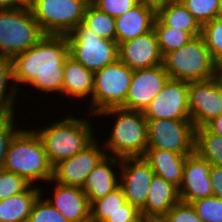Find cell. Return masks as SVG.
Listing matches in <instances>:
<instances>
[{
    "label": "cell",
    "mask_w": 222,
    "mask_h": 222,
    "mask_svg": "<svg viewBox=\"0 0 222 222\" xmlns=\"http://www.w3.org/2000/svg\"><path fill=\"white\" fill-rule=\"evenodd\" d=\"M68 56L66 36L44 35L34 46L11 59L16 90L20 92L21 85L27 84L47 95L49 92L62 95L64 64Z\"/></svg>",
    "instance_id": "obj_1"
},
{
    "label": "cell",
    "mask_w": 222,
    "mask_h": 222,
    "mask_svg": "<svg viewBox=\"0 0 222 222\" xmlns=\"http://www.w3.org/2000/svg\"><path fill=\"white\" fill-rule=\"evenodd\" d=\"M54 121L41 130H35L52 167L82 151L97 138L93 135L94 126L89 118H75L68 114Z\"/></svg>",
    "instance_id": "obj_2"
},
{
    "label": "cell",
    "mask_w": 222,
    "mask_h": 222,
    "mask_svg": "<svg viewBox=\"0 0 222 222\" xmlns=\"http://www.w3.org/2000/svg\"><path fill=\"white\" fill-rule=\"evenodd\" d=\"M116 115L114 125L104 141L106 155L117 158L144 157L148 148L147 120L143 112L124 108L106 109L96 116ZM111 154V155H110Z\"/></svg>",
    "instance_id": "obj_3"
},
{
    "label": "cell",
    "mask_w": 222,
    "mask_h": 222,
    "mask_svg": "<svg viewBox=\"0 0 222 222\" xmlns=\"http://www.w3.org/2000/svg\"><path fill=\"white\" fill-rule=\"evenodd\" d=\"M33 129H21L15 135L6 153L4 170L16 173L37 186L40 180L48 183L53 178V167L39 135Z\"/></svg>",
    "instance_id": "obj_4"
},
{
    "label": "cell",
    "mask_w": 222,
    "mask_h": 222,
    "mask_svg": "<svg viewBox=\"0 0 222 222\" xmlns=\"http://www.w3.org/2000/svg\"><path fill=\"white\" fill-rule=\"evenodd\" d=\"M163 67L170 79L203 81L217 75V63L201 36L192 38L180 49L163 56Z\"/></svg>",
    "instance_id": "obj_5"
},
{
    "label": "cell",
    "mask_w": 222,
    "mask_h": 222,
    "mask_svg": "<svg viewBox=\"0 0 222 222\" xmlns=\"http://www.w3.org/2000/svg\"><path fill=\"white\" fill-rule=\"evenodd\" d=\"M44 35L28 5L0 10V57L12 59Z\"/></svg>",
    "instance_id": "obj_6"
},
{
    "label": "cell",
    "mask_w": 222,
    "mask_h": 222,
    "mask_svg": "<svg viewBox=\"0 0 222 222\" xmlns=\"http://www.w3.org/2000/svg\"><path fill=\"white\" fill-rule=\"evenodd\" d=\"M132 76L133 70L119 59L94 72L89 115L95 117L106 109L121 108L126 102Z\"/></svg>",
    "instance_id": "obj_7"
},
{
    "label": "cell",
    "mask_w": 222,
    "mask_h": 222,
    "mask_svg": "<svg viewBox=\"0 0 222 222\" xmlns=\"http://www.w3.org/2000/svg\"><path fill=\"white\" fill-rule=\"evenodd\" d=\"M90 0H31L29 8L45 35L66 36L83 22Z\"/></svg>",
    "instance_id": "obj_8"
},
{
    "label": "cell",
    "mask_w": 222,
    "mask_h": 222,
    "mask_svg": "<svg viewBox=\"0 0 222 222\" xmlns=\"http://www.w3.org/2000/svg\"><path fill=\"white\" fill-rule=\"evenodd\" d=\"M69 55L92 72L101 70L118 59V44L115 40L102 39L83 23L66 35Z\"/></svg>",
    "instance_id": "obj_9"
},
{
    "label": "cell",
    "mask_w": 222,
    "mask_h": 222,
    "mask_svg": "<svg viewBox=\"0 0 222 222\" xmlns=\"http://www.w3.org/2000/svg\"><path fill=\"white\" fill-rule=\"evenodd\" d=\"M146 120L147 149H162L178 154L194 153L195 127L191 120Z\"/></svg>",
    "instance_id": "obj_10"
},
{
    "label": "cell",
    "mask_w": 222,
    "mask_h": 222,
    "mask_svg": "<svg viewBox=\"0 0 222 222\" xmlns=\"http://www.w3.org/2000/svg\"><path fill=\"white\" fill-rule=\"evenodd\" d=\"M188 107L195 129L222 113V82L218 75L208 80L188 82Z\"/></svg>",
    "instance_id": "obj_11"
},
{
    "label": "cell",
    "mask_w": 222,
    "mask_h": 222,
    "mask_svg": "<svg viewBox=\"0 0 222 222\" xmlns=\"http://www.w3.org/2000/svg\"><path fill=\"white\" fill-rule=\"evenodd\" d=\"M143 113L146 119L191 120L188 82L169 79Z\"/></svg>",
    "instance_id": "obj_12"
},
{
    "label": "cell",
    "mask_w": 222,
    "mask_h": 222,
    "mask_svg": "<svg viewBox=\"0 0 222 222\" xmlns=\"http://www.w3.org/2000/svg\"><path fill=\"white\" fill-rule=\"evenodd\" d=\"M98 142L95 139L82 151L56 164L53 167V178L48 184L58 182L63 185L82 188L89 173L106 155L103 145L101 146Z\"/></svg>",
    "instance_id": "obj_13"
},
{
    "label": "cell",
    "mask_w": 222,
    "mask_h": 222,
    "mask_svg": "<svg viewBox=\"0 0 222 222\" xmlns=\"http://www.w3.org/2000/svg\"><path fill=\"white\" fill-rule=\"evenodd\" d=\"M118 170L119 185L124 191L126 202L140 211L145 206L155 173L143 157L122 158Z\"/></svg>",
    "instance_id": "obj_14"
},
{
    "label": "cell",
    "mask_w": 222,
    "mask_h": 222,
    "mask_svg": "<svg viewBox=\"0 0 222 222\" xmlns=\"http://www.w3.org/2000/svg\"><path fill=\"white\" fill-rule=\"evenodd\" d=\"M169 79L163 65L134 70L126 102L121 108L144 112Z\"/></svg>",
    "instance_id": "obj_15"
},
{
    "label": "cell",
    "mask_w": 222,
    "mask_h": 222,
    "mask_svg": "<svg viewBox=\"0 0 222 222\" xmlns=\"http://www.w3.org/2000/svg\"><path fill=\"white\" fill-rule=\"evenodd\" d=\"M118 59L130 69L139 70L163 64L155 31L139 35L118 45Z\"/></svg>",
    "instance_id": "obj_16"
},
{
    "label": "cell",
    "mask_w": 222,
    "mask_h": 222,
    "mask_svg": "<svg viewBox=\"0 0 222 222\" xmlns=\"http://www.w3.org/2000/svg\"><path fill=\"white\" fill-rule=\"evenodd\" d=\"M210 168L211 164L195 152L186 157L182 183L178 188L180 201L191 203L213 196Z\"/></svg>",
    "instance_id": "obj_17"
},
{
    "label": "cell",
    "mask_w": 222,
    "mask_h": 222,
    "mask_svg": "<svg viewBox=\"0 0 222 222\" xmlns=\"http://www.w3.org/2000/svg\"><path fill=\"white\" fill-rule=\"evenodd\" d=\"M55 183L53 199H45L69 222H90V203L82 188Z\"/></svg>",
    "instance_id": "obj_18"
},
{
    "label": "cell",
    "mask_w": 222,
    "mask_h": 222,
    "mask_svg": "<svg viewBox=\"0 0 222 222\" xmlns=\"http://www.w3.org/2000/svg\"><path fill=\"white\" fill-rule=\"evenodd\" d=\"M139 212L126 202L124 191L119 185L90 205V222H125L133 219Z\"/></svg>",
    "instance_id": "obj_19"
},
{
    "label": "cell",
    "mask_w": 222,
    "mask_h": 222,
    "mask_svg": "<svg viewBox=\"0 0 222 222\" xmlns=\"http://www.w3.org/2000/svg\"><path fill=\"white\" fill-rule=\"evenodd\" d=\"M121 159L105 155L86 178L82 190L88 197L90 205L119 186V177L114 167L120 166ZM118 177V178H117Z\"/></svg>",
    "instance_id": "obj_20"
},
{
    "label": "cell",
    "mask_w": 222,
    "mask_h": 222,
    "mask_svg": "<svg viewBox=\"0 0 222 222\" xmlns=\"http://www.w3.org/2000/svg\"><path fill=\"white\" fill-rule=\"evenodd\" d=\"M155 18L156 11L141 3L115 18L117 44L119 45L151 31Z\"/></svg>",
    "instance_id": "obj_21"
},
{
    "label": "cell",
    "mask_w": 222,
    "mask_h": 222,
    "mask_svg": "<svg viewBox=\"0 0 222 222\" xmlns=\"http://www.w3.org/2000/svg\"><path fill=\"white\" fill-rule=\"evenodd\" d=\"M179 201L178 188L164 178L154 175L145 206L140 212L147 218H163Z\"/></svg>",
    "instance_id": "obj_22"
},
{
    "label": "cell",
    "mask_w": 222,
    "mask_h": 222,
    "mask_svg": "<svg viewBox=\"0 0 222 222\" xmlns=\"http://www.w3.org/2000/svg\"><path fill=\"white\" fill-rule=\"evenodd\" d=\"M94 86V72L86 69L81 63L70 55L64 64V79L62 95L68 99H81L91 97Z\"/></svg>",
    "instance_id": "obj_23"
},
{
    "label": "cell",
    "mask_w": 222,
    "mask_h": 222,
    "mask_svg": "<svg viewBox=\"0 0 222 222\" xmlns=\"http://www.w3.org/2000/svg\"><path fill=\"white\" fill-rule=\"evenodd\" d=\"M188 155L191 154H178L162 149H147L143 158L150 164L156 176L164 178L179 188Z\"/></svg>",
    "instance_id": "obj_24"
},
{
    "label": "cell",
    "mask_w": 222,
    "mask_h": 222,
    "mask_svg": "<svg viewBox=\"0 0 222 222\" xmlns=\"http://www.w3.org/2000/svg\"><path fill=\"white\" fill-rule=\"evenodd\" d=\"M34 184L25 192L0 201V222H27L34 202L43 194Z\"/></svg>",
    "instance_id": "obj_25"
},
{
    "label": "cell",
    "mask_w": 222,
    "mask_h": 222,
    "mask_svg": "<svg viewBox=\"0 0 222 222\" xmlns=\"http://www.w3.org/2000/svg\"><path fill=\"white\" fill-rule=\"evenodd\" d=\"M166 25L189 32L193 37L201 35L202 26L179 0H172L156 12Z\"/></svg>",
    "instance_id": "obj_26"
},
{
    "label": "cell",
    "mask_w": 222,
    "mask_h": 222,
    "mask_svg": "<svg viewBox=\"0 0 222 222\" xmlns=\"http://www.w3.org/2000/svg\"><path fill=\"white\" fill-rule=\"evenodd\" d=\"M194 152L211 165L222 167V136L205 126L195 129Z\"/></svg>",
    "instance_id": "obj_27"
},
{
    "label": "cell",
    "mask_w": 222,
    "mask_h": 222,
    "mask_svg": "<svg viewBox=\"0 0 222 222\" xmlns=\"http://www.w3.org/2000/svg\"><path fill=\"white\" fill-rule=\"evenodd\" d=\"M153 30L155 31L162 56L180 49L194 38L189 32L166 26L157 16Z\"/></svg>",
    "instance_id": "obj_28"
},
{
    "label": "cell",
    "mask_w": 222,
    "mask_h": 222,
    "mask_svg": "<svg viewBox=\"0 0 222 222\" xmlns=\"http://www.w3.org/2000/svg\"><path fill=\"white\" fill-rule=\"evenodd\" d=\"M10 83L11 87L8 86ZM7 87L10 89L8 90ZM18 94L13 84L11 59L0 57V115L15 114L14 107L18 100Z\"/></svg>",
    "instance_id": "obj_29"
},
{
    "label": "cell",
    "mask_w": 222,
    "mask_h": 222,
    "mask_svg": "<svg viewBox=\"0 0 222 222\" xmlns=\"http://www.w3.org/2000/svg\"><path fill=\"white\" fill-rule=\"evenodd\" d=\"M82 23L102 39L116 41L115 18L104 13L91 2H89L85 8Z\"/></svg>",
    "instance_id": "obj_30"
},
{
    "label": "cell",
    "mask_w": 222,
    "mask_h": 222,
    "mask_svg": "<svg viewBox=\"0 0 222 222\" xmlns=\"http://www.w3.org/2000/svg\"><path fill=\"white\" fill-rule=\"evenodd\" d=\"M200 36L209 49L212 59L218 63L222 59V17L217 16L204 24Z\"/></svg>",
    "instance_id": "obj_31"
},
{
    "label": "cell",
    "mask_w": 222,
    "mask_h": 222,
    "mask_svg": "<svg viewBox=\"0 0 222 222\" xmlns=\"http://www.w3.org/2000/svg\"><path fill=\"white\" fill-rule=\"evenodd\" d=\"M201 26L219 16L221 0H179Z\"/></svg>",
    "instance_id": "obj_32"
},
{
    "label": "cell",
    "mask_w": 222,
    "mask_h": 222,
    "mask_svg": "<svg viewBox=\"0 0 222 222\" xmlns=\"http://www.w3.org/2000/svg\"><path fill=\"white\" fill-rule=\"evenodd\" d=\"M203 222H222V199L211 196L191 202Z\"/></svg>",
    "instance_id": "obj_33"
},
{
    "label": "cell",
    "mask_w": 222,
    "mask_h": 222,
    "mask_svg": "<svg viewBox=\"0 0 222 222\" xmlns=\"http://www.w3.org/2000/svg\"><path fill=\"white\" fill-rule=\"evenodd\" d=\"M27 222H69L41 194L34 202Z\"/></svg>",
    "instance_id": "obj_34"
},
{
    "label": "cell",
    "mask_w": 222,
    "mask_h": 222,
    "mask_svg": "<svg viewBox=\"0 0 222 222\" xmlns=\"http://www.w3.org/2000/svg\"><path fill=\"white\" fill-rule=\"evenodd\" d=\"M15 115H0V172L4 170L7 150L15 137L21 130L17 128Z\"/></svg>",
    "instance_id": "obj_35"
},
{
    "label": "cell",
    "mask_w": 222,
    "mask_h": 222,
    "mask_svg": "<svg viewBox=\"0 0 222 222\" xmlns=\"http://www.w3.org/2000/svg\"><path fill=\"white\" fill-rule=\"evenodd\" d=\"M32 184L24 177L9 171L0 172V201L25 192Z\"/></svg>",
    "instance_id": "obj_36"
},
{
    "label": "cell",
    "mask_w": 222,
    "mask_h": 222,
    "mask_svg": "<svg viewBox=\"0 0 222 222\" xmlns=\"http://www.w3.org/2000/svg\"><path fill=\"white\" fill-rule=\"evenodd\" d=\"M90 2L113 18L121 16L138 4V0H90Z\"/></svg>",
    "instance_id": "obj_37"
},
{
    "label": "cell",
    "mask_w": 222,
    "mask_h": 222,
    "mask_svg": "<svg viewBox=\"0 0 222 222\" xmlns=\"http://www.w3.org/2000/svg\"><path fill=\"white\" fill-rule=\"evenodd\" d=\"M167 222H203L191 203L179 201L163 217Z\"/></svg>",
    "instance_id": "obj_38"
},
{
    "label": "cell",
    "mask_w": 222,
    "mask_h": 222,
    "mask_svg": "<svg viewBox=\"0 0 222 222\" xmlns=\"http://www.w3.org/2000/svg\"><path fill=\"white\" fill-rule=\"evenodd\" d=\"M213 196L222 199V167L211 165L209 172Z\"/></svg>",
    "instance_id": "obj_39"
},
{
    "label": "cell",
    "mask_w": 222,
    "mask_h": 222,
    "mask_svg": "<svg viewBox=\"0 0 222 222\" xmlns=\"http://www.w3.org/2000/svg\"><path fill=\"white\" fill-rule=\"evenodd\" d=\"M205 127L212 133L222 136V113L208 122Z\"/></svg>",
    "instance_id": "obj_40"
},
{
    "label": "cell",
    "mask_w": 222,
    "mask_h": 222,
    "mask_svg": "<svg viewBox=\"0 0 222 222\" xmlns=\"http://www.w3.org/2000/svg\"><path fill=\"white\" fill-rule=\"evenodd\" d=\"M172 0H138V3L154 9L156 12Z\"/></svg>",
    "instance_id": "obj_41"
},
{
    "label": "cell",
    "mask_w": 222,
    "mask_h": 222,
    "mask_svg": "<svg viewBox=\"0 0 222 222\" xmlns=\"http://www.w3.org/2000/svg\"><path fill=\"white\" fill-rule=\"evenodd\" d=\"M25 6L21 0H0L1 9H16Z\"/></svg>",
    "instance_id": "obj_42"
},
{
    "label": "cell",
    "mask_w": 222,
    "mask_h": 222,
    "mask_svg": "<svg viewBox=\"0 0 222 222\" xmlns=\"http://www.w3.org/2000/svg\"><path fill=\"white\" fill-rule=\"evenodd\" d=\"M125 222H151V218H147L141 212H139L133 219Z\"/></svg>",
    "instance_id": "obj_43"
},
{
    "label": "cell",
    "mask_w": 222,
    "mask_h": 222,
    "mask_svg": "<svg viewBox=\"0 0 222 222\" xmlns=\"http://www.w3.org/2000/svg\"><path fill=\"white\" fill-rule=\"evenodd\" d=\"M151 222H167V221L163 218H152Z\"/></svg>",
    "instance_id": "obj_44"
},
{
    "label": "cell",
    "mask_w": 222,
    "mask_h": 222,
    "mask_svg": "<svg viewBox=\"0 0 222 222\" xmlns=\"http://www.w3.org/2000/svg\"><path fill=\"white\" fill-rule=\"evenodd\" d=\"M217 70H222V59L217 63Z\"/></svg>",
    "instance_id": "obj_45"
},
{
    "label": "cell",
    "mask_w": 222,
    "mask_h": 222,
    "mask_svg": "<svg viewBox=\"0 0 222 222\" xmlns=\"http://www.w3.org/2000/svg\"><path fill=\"white\" fill-rule=\"evenodd\" d=\"M217 75L219 76V78L222 82V70H217Z\"/></svg>",
    "instance_id": "obj_46"
},
{
    "label": "cell",
    "mask_w": 222,
    "mask_h": 222,
    "mask_svg": "<svg viewBox=\"0 0 222 222\" xmlns=\"http://www.w3.org/2000/svg\"><path fill=\"white\" fill-rule=\"evenodd\" d=\"M25 5H29V3L31 2V0H21Z\"/></svg>",
    "instance_id": "obj_47"
},
{
    "label": "cell",
    "mask_w": 222,
    "mask_h": 222,
    "mask_svg": "<svg viewBox=\"0 0 222 222\" xmlns=\"http://www.w3.org/2000/svg\"><path fill=\"white\" fill-rule=\"evenodd\" d=\"M219 16L222 17V0H221V8H220V13H219Z\"/></svg>",
    "instance_id": "obj_48"
}]
</instances>
